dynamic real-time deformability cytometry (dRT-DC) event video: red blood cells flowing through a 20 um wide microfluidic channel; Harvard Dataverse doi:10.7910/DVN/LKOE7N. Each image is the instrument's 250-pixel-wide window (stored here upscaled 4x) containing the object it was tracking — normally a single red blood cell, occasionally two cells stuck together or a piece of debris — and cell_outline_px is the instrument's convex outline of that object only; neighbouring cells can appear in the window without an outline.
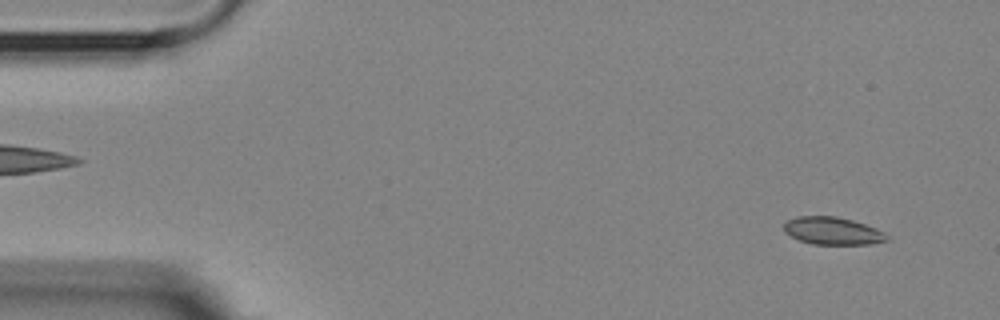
{"species": "Egyptian fruit bat (a non-hibernating species)", "species_latin": "Rousettus aegyptiacus", "temperature_condition": "room temperature", "stored_images_in_passage": 4, "camera_frame_rate_fps": 3000, "um_per_image_px": 0.085, "animal": {"sex": "female"}, "frame": {"image": 1, "passage_image": 1, "time_ms": 0.0, "image_size_px": [1000, 320], "cell_outline_px": [[888, 240], [868, 244], [812, 244], [800, 240], [784, 232], [784, 220], [796, 216], [836, 216], [852, 220], [876, 228], [884, 232], [888, 236]], "centroid_in_image_um": [70.74, 19.61], "position_along_channel_um": 14.3, "area_um2": 16.53}}
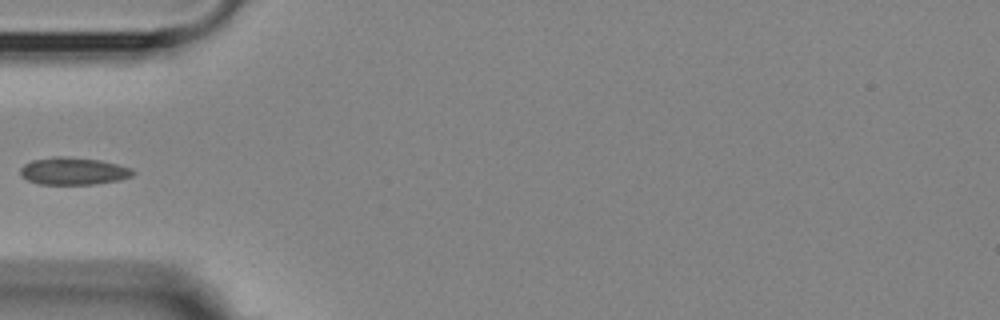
{"frame": {"image": 2, "passage_image": 4, "time_ms": 4.667, "image_size_px": [1000, 320], "cell_outline_px": [[136, 172], [132, 176], [120, 180], [96, 184], [36, 184], [20, 176], [20, 168], [24, 164], [32, 160], [52, 156], [60, 156], [100, 160], [132, 168]], "centroid_in_image_um": [6.22, 14.54], "position_along_channel_um": 78.8, "area_um2": 18.09}}